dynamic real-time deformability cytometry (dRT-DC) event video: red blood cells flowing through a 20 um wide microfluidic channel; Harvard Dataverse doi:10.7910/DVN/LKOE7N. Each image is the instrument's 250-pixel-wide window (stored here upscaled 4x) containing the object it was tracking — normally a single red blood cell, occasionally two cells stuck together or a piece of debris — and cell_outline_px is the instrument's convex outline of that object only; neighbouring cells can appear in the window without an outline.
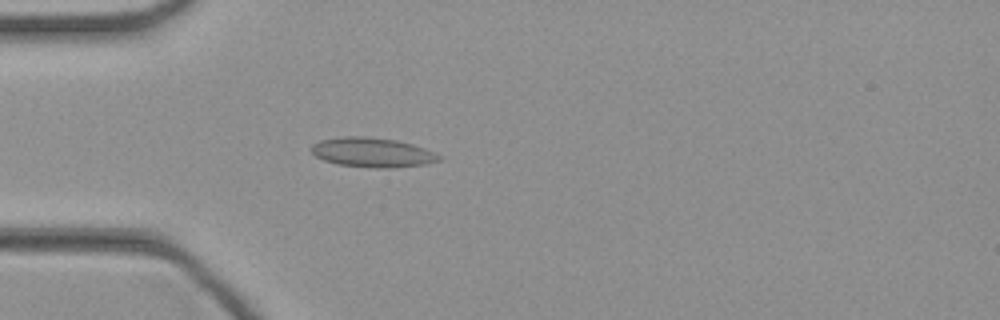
{"species": "common noctule bat (a hibernating species)", "species_latin": "Nyctalus noctula", "temperature_condition": "cold", "stored_images_in_passage": 41, "camera_frame_rate_fps": 3000, "um_per_image_px": 0.085, "animal": {"sex": "female", "body_mass_g": 21.9}, "frame": {"image": 1, "passage_image": 9, "time_ms": 2.667, "image_size_px": [1000, 320], "cell_outline_px": [[444, 160], [428, 164], [388, 168], [376, 168], [336, 164], [324, 160], [316, 156], [308, 148], [312, 144], [320, 140], [340, 136], [364, 136], [396, 140], [412, 144], [424, 148], [440, 156]], "centroid_in_image_um": [31.63, 12.95], "position_along_channel_um": 53.4, "area_um2": 22.14}}
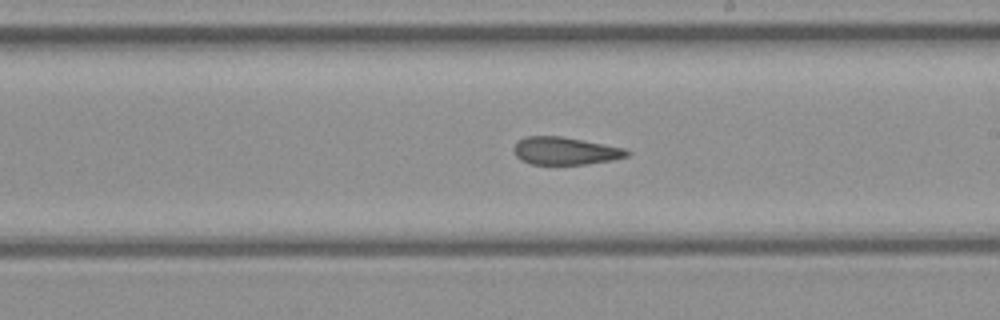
{"frame": {"image": 2, "passage_image": 22, "time_ms": 7.0, "image_size_px": [1000, 320], "cell_outline_px": [[632, 152], [628, 156], [612, 160], [588, 164], [532, 164], [520, 160], [516, 156], [512, 148], [520, 140], [528, 136], [560, 136], [584, 140], [624, 148]], "centroid_in_image_um": [48.06, 12.83], "position_along_channel_um": 240.9, "area_um2": 18.21}}
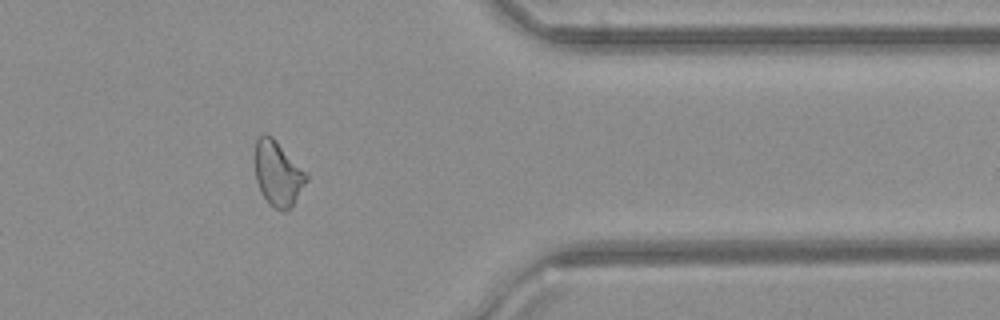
{"frame": {"image": 3, "passage_image": 33, "time_ms": 10.667, "image_size_px": [1000, 320], "cell_outline_px": [[308, 180], [288, 212], [284, 212], [268, 204], [256, 180], [256, 140], [260, 132], [264, 132], [272, 136], [308, 172]], "centroid_in_image_um": [23.65, 14.73], "position_along_channel_um": 387.7, "area_um2": 19.59}}